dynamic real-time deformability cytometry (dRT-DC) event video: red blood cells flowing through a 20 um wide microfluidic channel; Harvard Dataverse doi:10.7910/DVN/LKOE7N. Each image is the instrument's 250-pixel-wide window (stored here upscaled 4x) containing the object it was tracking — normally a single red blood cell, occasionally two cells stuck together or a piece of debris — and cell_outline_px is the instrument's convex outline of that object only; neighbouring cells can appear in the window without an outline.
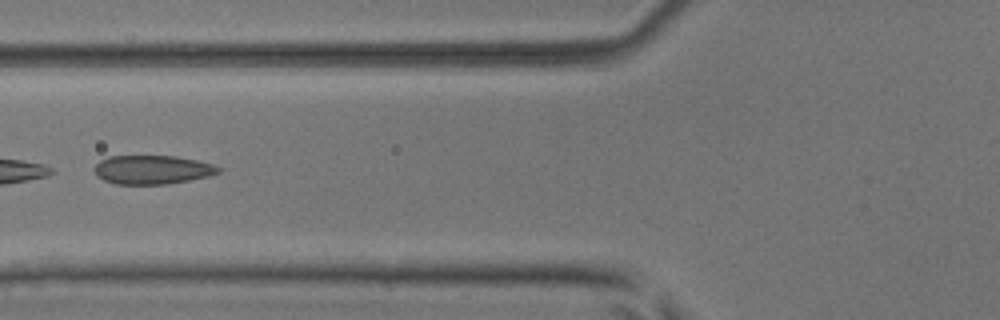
{"species": "common noctule bat (a hibernating species)", "species_latin": "Nyctalus noctula", "temperature_condition": "room temperature", "stored_images_in_passage": 13, "camera_frame_rate_fps": 3000, "um_per_image_px": 0.085, "animal": {"sex": "male", "body_mass_g": 17.9, "forearm_length_mm": 54.2}, "frame": {"image": 1, "passage_image": 4, "time_ms": 1.0, "image_size_px": [1000, 320], "cell_outline_px": [[220, 172], [208, 176], [168, 184], [116, 184], [104, 180], [96, 176], [96, 164], [100, 160], [108, 156], [176, 156], [196, 160], [212, 164], [220, 168]], "centroid_in_image_um": [12.93, 14.42], "position_along_channel_um": 112.9, "area_um2": 20.69}}
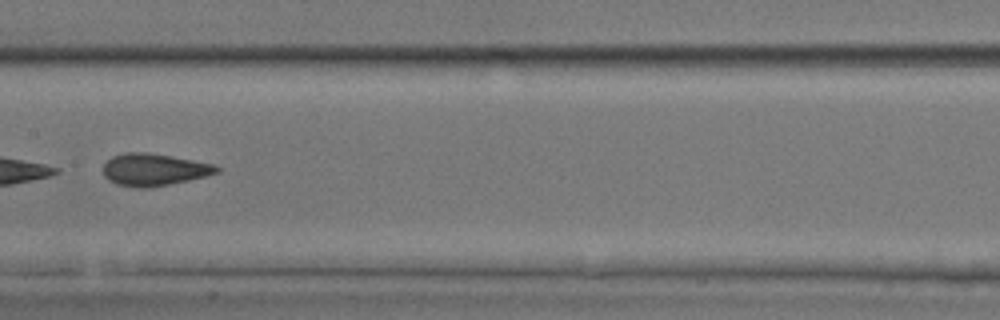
{"frame": {"image": 2, "passage_image": 10, "time_ms": 3.0, "image_size_px": [1000, 320], "cell_outline_px": [[220, 172], [188, 180], [148, 188], [136, 188], [116, 184], [108, 180], [104, 176], [104, 164], [112, 156], [124, 152], [148, 152], [172, 156], [212, 164], [220, 168]], "centroid_in_image_um": [13.05, 14.42], "position_along_channel_um": 194.3, "area_um2": 21.21}}